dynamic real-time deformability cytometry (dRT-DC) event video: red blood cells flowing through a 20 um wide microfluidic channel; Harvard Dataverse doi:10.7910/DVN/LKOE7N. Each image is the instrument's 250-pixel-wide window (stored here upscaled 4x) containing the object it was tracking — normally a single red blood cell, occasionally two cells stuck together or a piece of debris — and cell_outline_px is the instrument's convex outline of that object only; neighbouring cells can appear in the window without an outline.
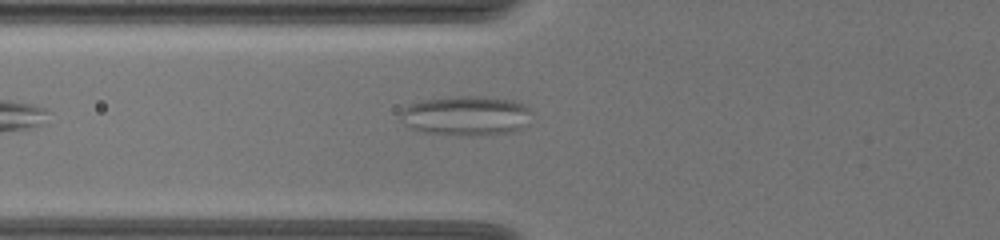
{"species": "common noctule bat (a hibernating species)", "species_latin": "Nyctalus noctula", "temperature_condition": "warm", "stored_images_in_passage": 22, "camera_frame_rate_fps": 3000, "um_per_image_px": 0.085, "animal": {"sex": "female", "body_mass_g": 19.5, "forearm_length_mm": 54.1}, "frame": {"image": 1, "passage_image": 3, "time_ms": 0.667, "image_size_px": [1000, 240], "cell_outline_px": [[528, 108], [520, 128], [512, 132], [488, 136], [460, 136], [424, 132], [412, 128], [400, 120], [404, 108], [412, 104], [424, 100], [460, 96], [476, 96], [508, 100], [520, 104]], "centroid_in_image_um": [39.53, 9.87], "position_along_channel_um": 86.3, "area_um2": 29.48}}
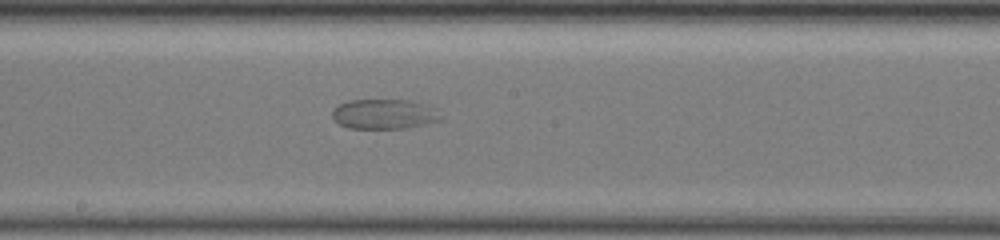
{"frame": {"image": 2, "passage_image": 14, "time_ms": 4.333, "image_size_px": [1000, 240], "cell_outline_px": [[440, 120], [424, 124], [404, 128], [348, 128], [340, 124], [332, 116], [332, 112], [340, 104], [348, 100], [408, 100], [420, 104]], "centroid_in_image_um": [32.48, 9.71], "position_along_channel_um": 215.7, "area_um2": 17.8}}
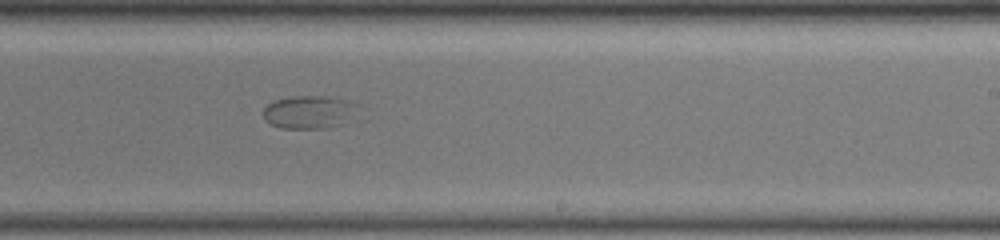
{"frame": {"image": 3, "passage_image": 18, "time_ms": 5.667, "image_size_px": [1000, 240], "cell_outline_px": [[344, 100], [340, 124], [328, 128], [280, 128], [272, 124], [264, 116], [264, 108], [268, 104], [276, 100], [292, 96], [328, 96]], "centroid_in_image_um": [25.93, 9.53], "position_along_channel_um": 263.1, "area_um2": 16.18}}